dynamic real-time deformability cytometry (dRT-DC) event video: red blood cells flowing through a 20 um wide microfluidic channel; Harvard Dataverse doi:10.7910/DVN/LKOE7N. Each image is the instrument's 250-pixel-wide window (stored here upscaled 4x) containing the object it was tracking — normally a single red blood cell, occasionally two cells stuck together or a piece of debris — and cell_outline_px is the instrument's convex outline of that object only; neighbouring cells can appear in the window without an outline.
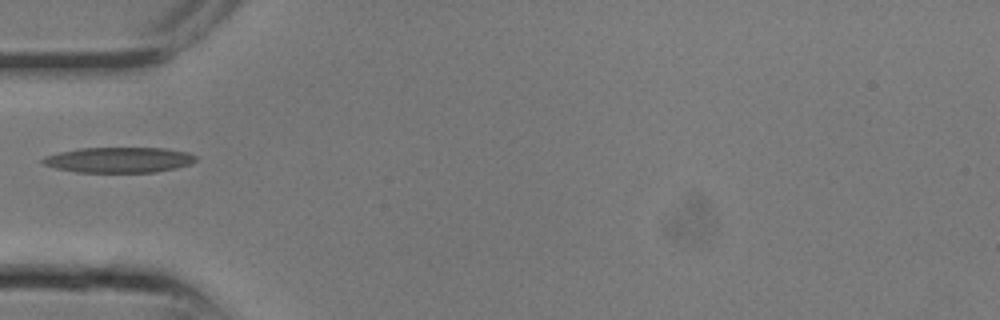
{"species": "common noctule bat (a hibernating species)", "species_latin": "Nyctalus noctula", "temperature_condition": "room temperature", "stored_images_in_passage": 20, "camera_frame_rate_fps": 3000, "um_per_image_px": 0.085, "animal": {"sex": "male", "body_mass_g": 13.3}, "frame": {"image": 1, "passage_image": 3, "time_ms": 0.667, "image_size_px": [1000, 320], "cell_outline_px": [[196, 160], [188, 164], [176, 168], [156, 172], [76, 172], [56, 168], [44, 164], [40, 160], [44, 156], [60, 152], [80, 148], [164, 148], [188, 152], [196, 156]], "centroid_in_image_um": [10.1, 13.59], "position_along_channel_um": 74.9, "area_um2": 22.6}}
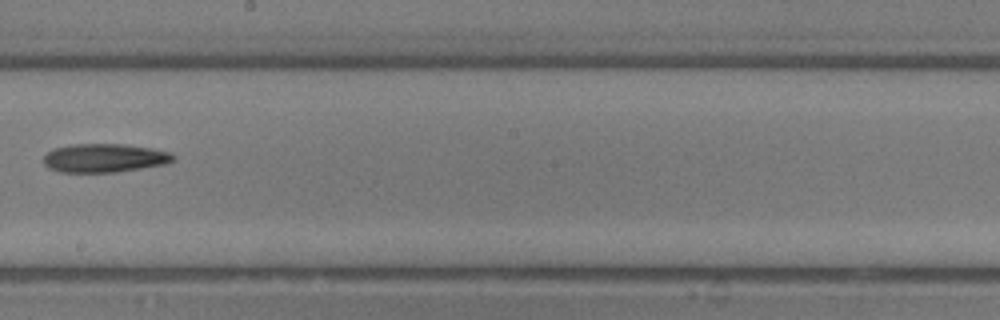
{"frame": {"image": 2, "passage_image": 9, "time_ms": 2.667, "image_size_px": [1000, 320], "cell_outline_px": [[176, 160], [164, 164], [116, 172], [60, 172], [48, 168], [44, 164], [44, 156], [52, 148], [72, 144], [124, 144], [152, 148], [168, 152], [176, 156]], "centroid_in_image_um": [8.86, 13.42], "position_along_channel_um": 239.3, "area_um2": 21.68}}
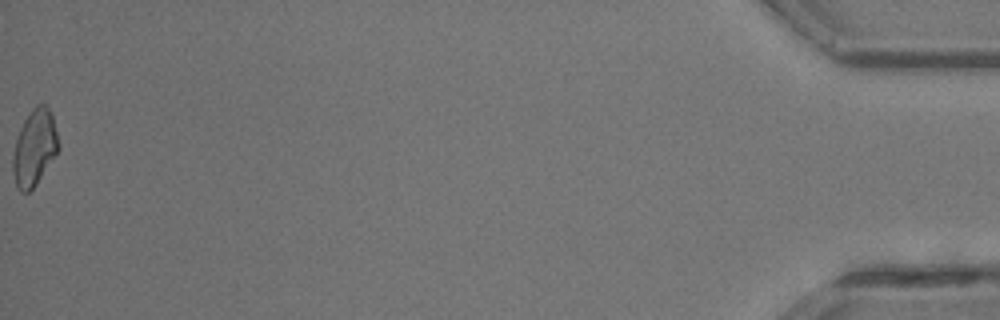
{"frame": {"image": 3, "passage_image": 20, "time_ms": 6.333, "image_size_px": [1000, 320], "cell_outline_px": [[60, 148], [36, 184], [28, 192], [20, 192], [16, 188], [12, 172], [12, 156], [16, 140], [20, 128], [24, 120], [32, 108], [36, 104], [44, 104], [48, 108], [52, 116], [60, 144]], "centroid_in_image_um": [2.91, 12.57], "position_along_channel_um": 432.3, "area_um2": 20.23}}